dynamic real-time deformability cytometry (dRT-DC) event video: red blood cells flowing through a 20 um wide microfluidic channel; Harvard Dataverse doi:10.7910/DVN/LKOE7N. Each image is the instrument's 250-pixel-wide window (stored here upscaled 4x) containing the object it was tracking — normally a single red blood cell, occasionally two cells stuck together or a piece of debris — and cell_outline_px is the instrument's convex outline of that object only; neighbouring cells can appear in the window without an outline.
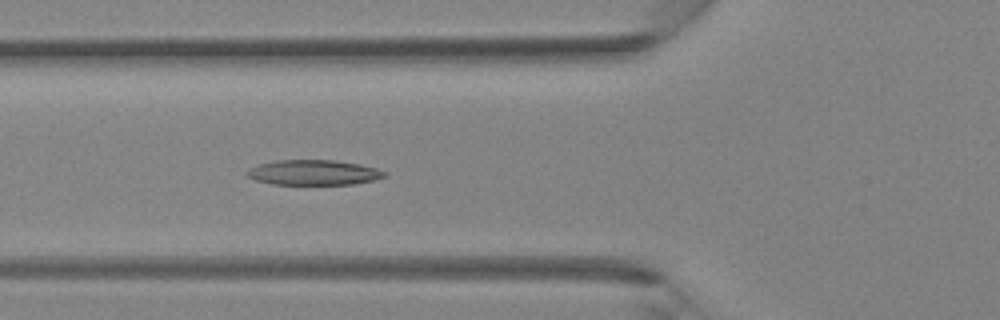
{"species": "Egyptian fruit bat (a non-hibernating species)", "species_latin": "Rousettus aegyptiacus", "temperature_condition": "room temperature", "stored_images_in_passage": 29, "camera_frame_rate_fps": 3000, "um_per_image_px": 0.085, "animal": {"sex": "female"}, "frame": {"image": 1, "passage_image": 4, "time_ms": 1.0, "image_size_px": [1000, 320], "cell_outline_px": [[388, 176], [372, 180], [352, 184], [272, 184], [256, 180], [248, 176], [244, 172], [248, 168], [260, 164], [276, 160], [336, 160], [360, 164], [376, 168], [388, 172]], "centroid_in_image_um": [26.67, 14.65], "position_along_channel_um": 99.1, "area_um2": 20.17}}
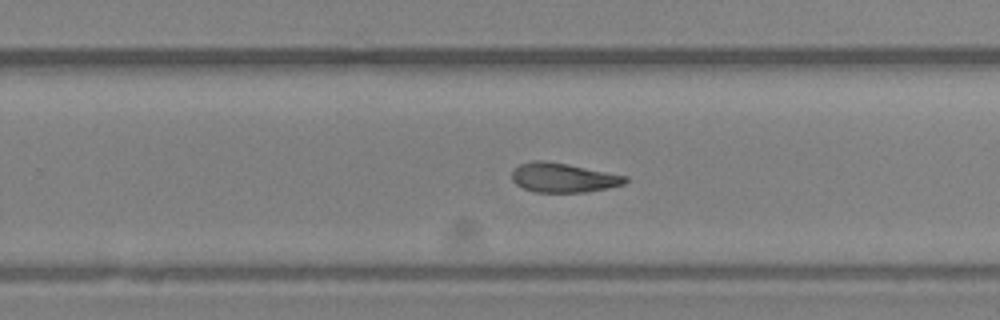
{"frame": {"image": 2, "passage_image": 15, "time_ms": 4.667, "image_size_px": [1000, 320], "cell_outline_px": [[628, 180], [624, 184], [608, 188], [584, 192], [536, 192], [524, 188], [516, 184], [512, 180], [512, 172], [520, 164], [532, 160], [544, 160], [568, 164], [628, 176]], "centroid_in_image_um": [47.88, 15.09], "position_along_channel_um": 281.9, "area_um2": 19.36}}
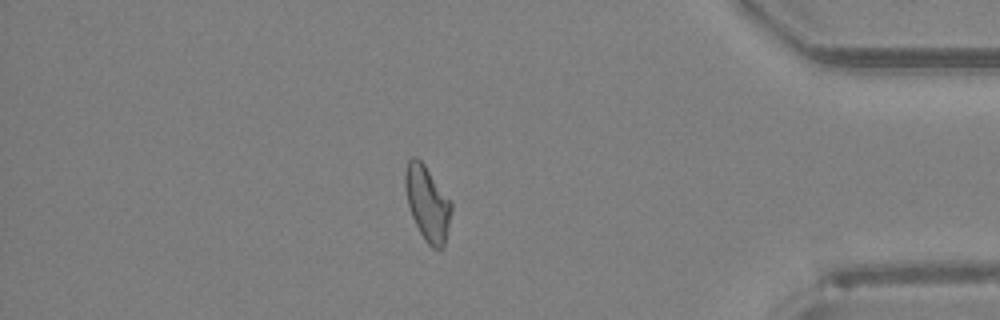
{"frame": {"image": 3, "passage_image": 24, "time_ms": 7.667, "image_size_px": [1000, 320], "cell_outline_px": [[452, 208], [444, 248], [432, 248], [424, 240], [412, 216], [408, 204], [404, 188], [404, 172], [408, 160], [412, 156], [416, 156], [424, 164], [452, 204]], "centroid_in_image_um": [36.3, 17.28], "position_along_channel_um": 398.9, "area_um2": 19.94}}